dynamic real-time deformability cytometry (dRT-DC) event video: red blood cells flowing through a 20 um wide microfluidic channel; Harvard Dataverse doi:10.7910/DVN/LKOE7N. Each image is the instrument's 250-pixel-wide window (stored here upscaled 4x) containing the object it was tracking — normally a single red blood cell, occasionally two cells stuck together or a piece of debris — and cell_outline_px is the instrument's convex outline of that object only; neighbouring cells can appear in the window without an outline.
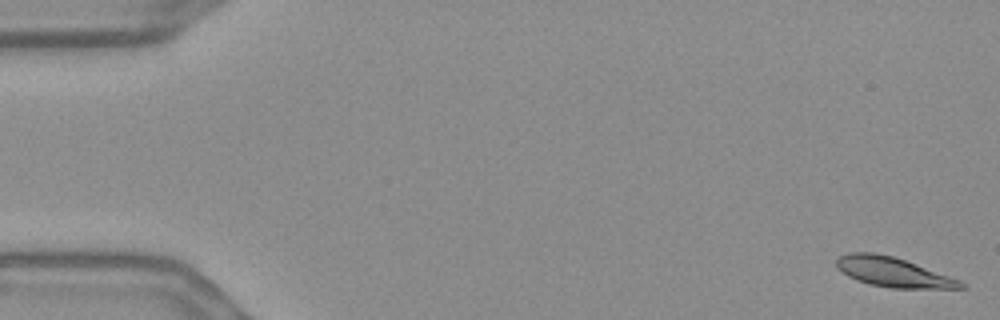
{"species": "Egyptian fruit bat (a non-hibernating species)", "species_latin": "Rousettus aegyptiacus", "temperature_condition": "warm", "stored_images_in_passage": 56, "camera_frame_rate_fps": 3000, "um_per_image_px": 0.085, "frame": {"image": 1, "passage_image": 1, "time_ms": 0.0, "image_size_px": [1000, 320], "cell_outline_px": [[968, 288], [892, 288], [868, 284], [856, 280], [848, 276], [836, 268], [836, 260], [840, 256], [848, 252], [876, 252], [892, 256], [916, 264], [960, 280]], "centroid_in_image_um": [75.86, 23.12], "position_along_channel_um": 9.1, "area_um2": 21.39}}
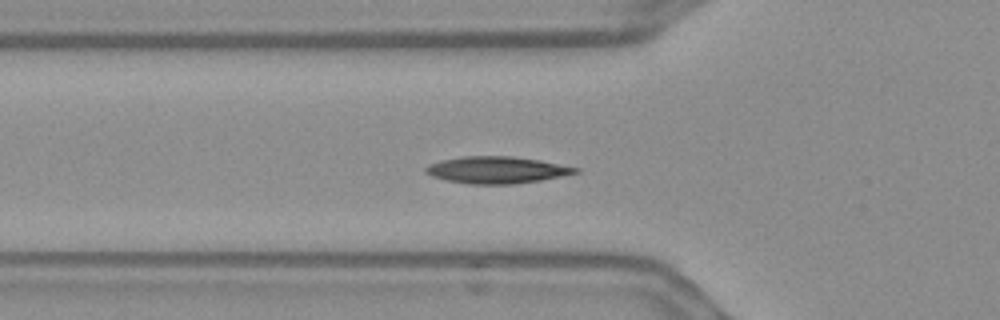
{"frame": {"image": 2, "passage_image": 19, "time_ms": 6.0, "image_size_px": [1000, 320], "cell_outline_px": [[580, 172], [540, 180], [512, 184], [468, 184], [448, 180], [432, 176], [424, 172], [424, 168], [428, 164], [440, 160], [460, 156], [512, 156], [540, 160], [580, 168]], "centroid_in_image_um": [42.19, 14.43], "position_along_channel_um": 83.6, "area_um2": 23.47}}
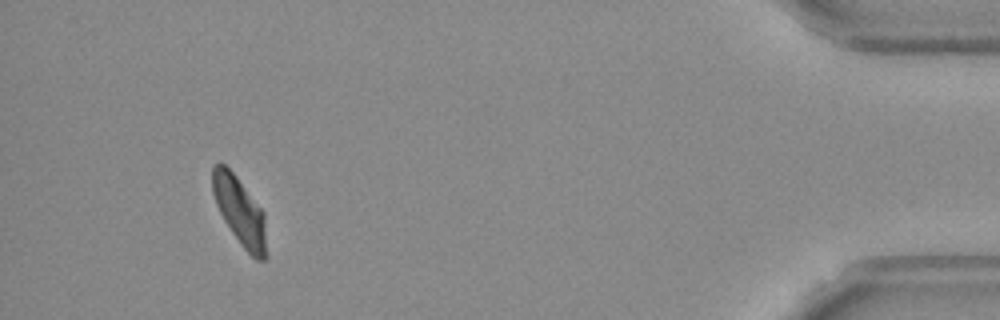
{"frame": {"image": 3, "passage_image": 52, "time_ms": 17.0, "image_size_px": [1000, 320], "cell_outline_px": [[268, 256], [264, 260], [256, 260], [240, 244], [224, 220], [216, 204], [212, 192], [212, 168], [220, 160], [236, 176], [264, 212]], "centroid_in_image_um": [20.39, 17.97], "position_along_channel_um": 414.8, "area_um2": 21.5}, "authors_computed_cell_mechanics": {"area_um2": 21.8484, "velocity_mm_per_s": 3.6224, "shape_relaxation_time_tau1_ms": 8.884, "shape_relaxation_time_tau2_ms": null, "deformation_change_tau1": 0.1936, "deformation_change_tau2": null}}